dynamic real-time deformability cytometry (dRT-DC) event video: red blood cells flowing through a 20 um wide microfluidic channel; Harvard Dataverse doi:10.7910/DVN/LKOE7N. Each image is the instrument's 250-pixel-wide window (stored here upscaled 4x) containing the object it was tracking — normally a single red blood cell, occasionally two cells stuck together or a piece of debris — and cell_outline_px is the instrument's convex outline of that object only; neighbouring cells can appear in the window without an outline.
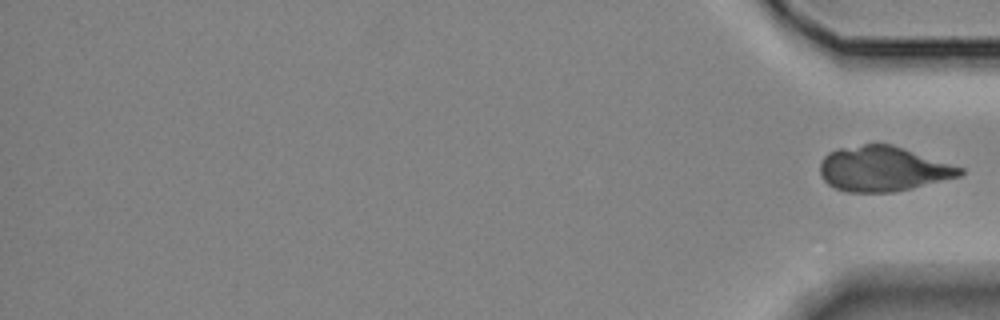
{"species": "Egyptian fruit bat (a non-hibernating species)", "species_latin": "Rousettus aegyptiacus", "temperature_condition": "room temperature", "stored_images_in_passage": 15, "segment_of_instrument_passage": [2, 2], "camera_frame_rate_fps": 3000, "um_per_image_px": 0.085, "animal": {"sex": "female"}, "frame": {"image": 1, "passage_image": 15, "time_ms": 18.0, "image_size_px": [1000, 320], "cell_outline_px": [[964, 172], [960, 176], [912, 188], [892, 192], [848, 192], [836, 188], [828, 184], [820, 176], [820, 164], [824, 156], [828, 152], [836, 148], [864, 144], [892, 144], [964, 168]], "centroid_in_image_um": [75.03, 14.34], "position_along_channel_um": 360.2, "area_um2": 36.7}}